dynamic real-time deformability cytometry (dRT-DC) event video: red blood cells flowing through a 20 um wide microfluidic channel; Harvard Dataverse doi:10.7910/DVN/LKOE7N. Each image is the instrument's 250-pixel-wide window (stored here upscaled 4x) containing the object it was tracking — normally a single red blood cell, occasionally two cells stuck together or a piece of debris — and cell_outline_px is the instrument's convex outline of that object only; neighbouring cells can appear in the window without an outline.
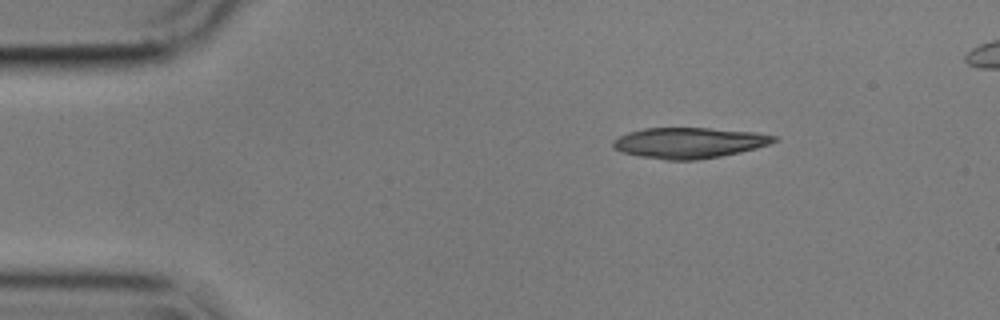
{"species": "common noctule bat (a hibernating species)", "species_latin": "Nyctalus noctula", "temperature_condition": "cold", "stored_images_in_passage": 47, "camera_frame_rate_fps": 3000, "um_per_image_px": 0.085, "animal": {"sex": "male", "body_mass_g": 17.9}, "frame": {"image": 1, "passage_image": 1, "time_ms": 0.0, "image_size_px": [1000, 320], "cell_outline_px": [[780, 140], [756, 148], [740, 152], [720, 156], [696, 160], [664, 160], [640, 156], [620, 152], [612, 148], [612, 140], [628, 132], [644, 128], [708, 128], [760, 132], [780, 136]], "centroid_in_image_um": [58.6, 12.13], "position_along_channel_um": 26.4, "area_um2": 29.13}}